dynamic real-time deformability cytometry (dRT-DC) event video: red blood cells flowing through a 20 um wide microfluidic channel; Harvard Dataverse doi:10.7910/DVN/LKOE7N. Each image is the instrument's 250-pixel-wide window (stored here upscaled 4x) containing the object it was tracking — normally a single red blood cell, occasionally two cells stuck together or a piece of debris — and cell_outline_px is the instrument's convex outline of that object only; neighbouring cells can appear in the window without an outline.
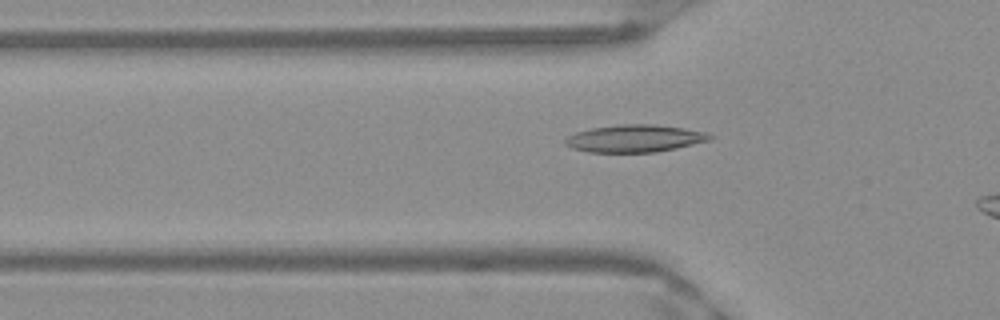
{"species": "Egyptian fruit bat (a non-hibernating species)", "species_latin": "Rousettus aegyptiacus", "temperature_condition": "warm", "stored_images_in_passage": 39, "camera_frame_rate_fps": 3000, "um_per_image_px": 0.085, "frame": {"image": 1, "passage_image": 11, "time_ms": 3.333, "image_size_px": [1000, 320], "cell_outline_px": [[716, 136], [712, 140], [676, 148], [656, 152], [588, 152], [572, 148], [564, 144], [564, 140], [568, 136], [576, 132], [592, 128], [620, 124], [656, 124], [684, 128], [704, 132]], "centroid_in_image_um": [53.98, 11.77], "position_along_channel_um": 71.8, "area_um2": 23.18}}
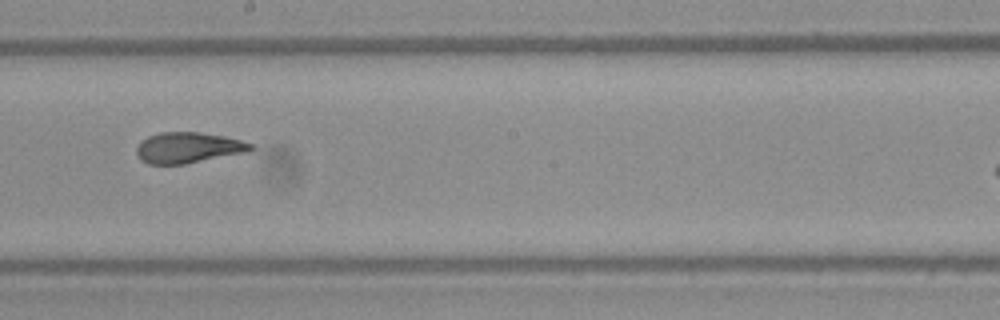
{"frame": {"image": 2, "passage_image": 23, "time_ms": 7.333, "image_size_px": [1000, 320], "cell_outline_px": [[256, 148], [248, 152], [184, 164], [148, 164], [140, 160], [136, 152], [136, 148], [148, 136], [160, 132], [200, 132], [224, 136], [240, 140], [252, 144]], "centroid_in_image_um": [16.02, 12.55], "position_along_channel_um": 232.2, "area_um2": 20.46}}
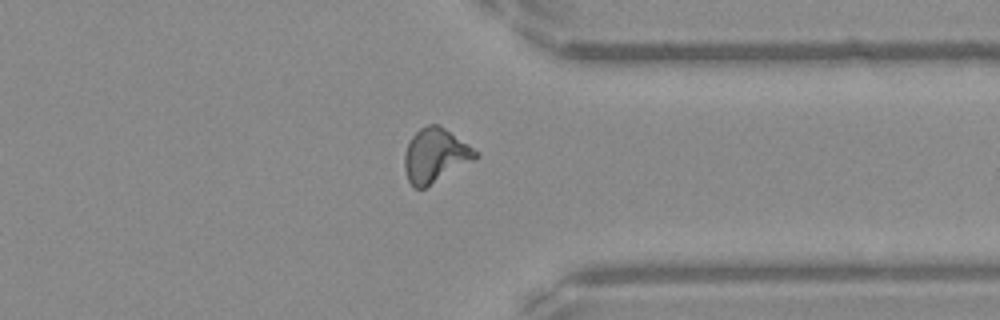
{"frame": {"image": 3, "passage_image": 34, "time_ms": 11.0, "image_size_px": [1000, 320], "cell_outline_px": [[480, 156], [424, 188], [416, 188], [408, 180], [404, 168], [404, 156], [408, 144], [412, 136], [420, 128], [428, 124], [436, 124], [444, 128], [480, 152]], "centroid_in_image_um": [37.0, 13.2], "position_along_channel_um": 374.4, "area_um2": 21.96}, "authors_computed_cell_mechanics": {"area_um2": 21.1548, "velocity_mm_per_s": 3.9765, "shape_relaxation_time_tau1_ms": 9.9342, "shape_relaxation_time_tau2_ms": 1.4702, "deformation_change_tau1": 0.258, "deformation_change_tau2": 0.0764}}